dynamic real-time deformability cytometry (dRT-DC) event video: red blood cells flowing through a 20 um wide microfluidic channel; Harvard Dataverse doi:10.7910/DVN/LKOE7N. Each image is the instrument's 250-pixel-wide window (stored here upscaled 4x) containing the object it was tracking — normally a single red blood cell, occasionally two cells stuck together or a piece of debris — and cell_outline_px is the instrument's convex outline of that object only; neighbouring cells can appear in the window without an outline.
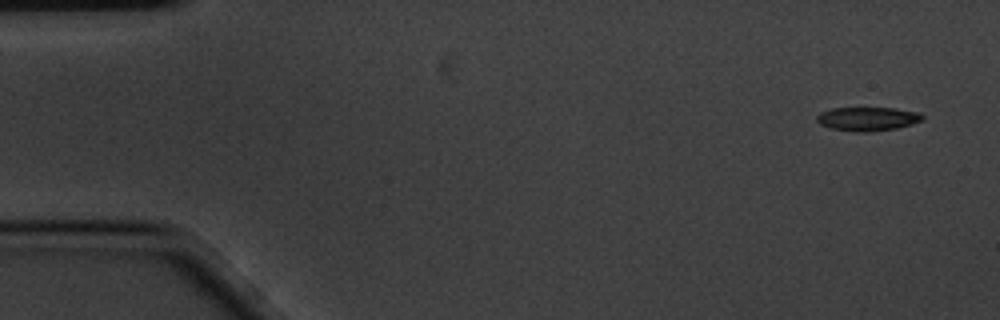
{"species": "common noctule bat (a hibernating species)", "species_latin": "Nyctalus noctula", "temperature_condition": "cold", "stored_images_in_passage": 5, "camera_frame_rate_fps": 3000, "um_per_image_px": 0.085, "animal": {"sex": "male", "body_mass_g": 20.1, "forearm_length_mm": 53.5}, "frame": {"image": 1, "passage_image": 1, "time_ms": 0.0, "image_size_px": [1000, 320], "cell_outline_px": [[924, 120], [912, 124], [896, 128], [868, 132], [856, 132], [832, 128], [820, 124], [816, 120], [816, 116], [820, 112], [832, 108], [892, 108], [916, 112], [924, 116]], "centroid_in_image_um": [73.73, 10.1], "position_along_channel_um": 11.3, "area_um2": 14.57}}
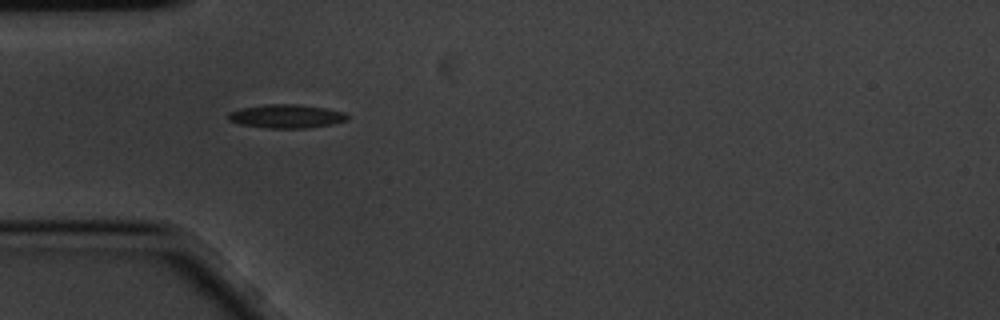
{"frame": {"image": 2, "passage_image": 4, "time_ms": 1.0, "image_size_px": [1000, 320], "cell_outline_px": [[348, 120], [332, 124], [308, 128], [268, 128], [240, 124], [228, 120], [228, 112], [240, 108], [264, 104], [296, 104], [324, 108], [344, 112], [348, 116]], "centroid_in_image_um": [24.32, 9.88], "position_along_channel_um": 60.7, "area_um2": 16.42}}
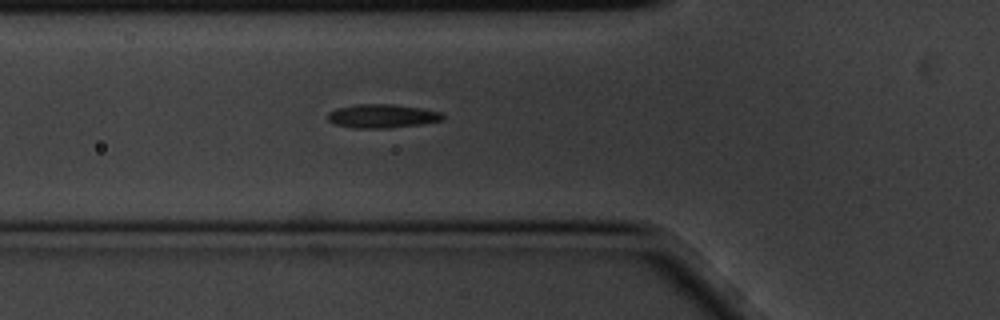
{"frame": {"image": 3, "passage_image": 5, "time_ms": 1.333, "image_size_px": [1000, 320], "cell_outline_px": [[444, 120], [420, 124], [388, 128], [356, 128], [336, 124], [328, 120], [328, 112], [336, 108], [356, 104], [392, 104], [420, 108], [440, 112], [444, 116]], "centroid_in_image_um": [32.47, 9.86], "position_along_channel_um": 93.3, "area_um2": 15.78}}